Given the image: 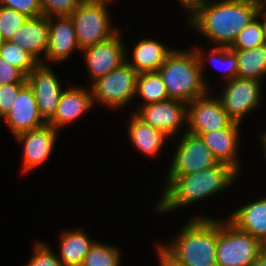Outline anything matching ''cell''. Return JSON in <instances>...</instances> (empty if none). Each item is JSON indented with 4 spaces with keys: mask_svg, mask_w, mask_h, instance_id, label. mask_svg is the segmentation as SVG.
<instances>
[{
    "mask_svg": "<svg viewBox=\"0 0 266 266\" xmlns=\"http://www.w3.org/2000/svg\"><path fill=\"white\" fill-rule=\"evenodd\" d=\"M259 8V0H199L186 11V20L215 46L231 47Z\"/></svg>",
    "mask_w": 266,
    "mask_h": 266,
    "instance_id": "6da1fadb",
    "label": "cell"
},
{
    "mask_svg": "<svg viewBox=\"0 0 266 266\" xmlns=\"http://www.w3.org/2000/svg\"><path fill=\"white\" fill-rule=\"evenodd\" d=\"M240 173L232 166L216 165L189 175H166L161 196L155 203L158 214L171 213L189 204L198 203L226 190L237 181ZM237 178V179H236Z\"/></svg>",
    "mask_w": 266,
    "mask_h": 266,
    "instance_id": "7a4b0ae2",
    "label": "cell"
},
{
    "mask_svg": "<svg viewBox=\"0 0 266 266\" xmlns=\"http://www.w3.org/2000/svg\"><path fill=\"white\" fill-rule=\"evenodd\" d=\"M206 216L193 215L178 235L159 246L183 266H217L219 219Z\"/></svg>",
    "mask_w": 266,
    "mask_h": 266,
    "instance_id": "3957f363",
    "label": "cell"
},
{
    "mask_svg": "<svg viewBox=\"0 0 266 266\" xmlns=\"http://www.w3.org/2000/svg\"><path fill=\"white\" fill-rule=\"evenodd\" d=\"M170 99L189 103L209 93L195 51L174 49L157 71Z\"/></svg>",
    "mask_w": 266,
    "mask_h": 266,
    "instance_id": "277c9868",
    "label": "cell"
},
{
    "mask_svg": "<svg viewBox=\"0 0 266 266\" xmlns=\"http://www.w3.org/2000/svg\"><path fill=\"white\" fill-rule=\"evenodd\" d=\"M111 2L114 0H84L70 15L81 50L108 40L120 30L111 23Z\"/></svg>",
    "mask_w": 266,
    "mask_h": 266,
    "instance_id": "5b68a950",
    "label": "cell"
},
{
    "mask_svg": "<svg viewBox=\"0 0 266 266\" xmlns=\"http://www.w3.org/2000/svg\"><path fill=\"white\" fill-rule=\"evenodd\" d=\"M265 248L260 240L237 229L226 218L219 220L217 266H252Z\"/></svg>",
    "mask_w": 266,
    "mask_h": 266,
    "instance_id": "8992f818",
    "label": "cell"
},
{
    "mask_svg": "<svg viewBox=\"0 0 266 266\" xmlns=\"http://www.w3.org/2000/svg\"><path fill=\"white\" fill-rule=\"evenodd\" d=\"M138 72L127 62L90 85L94 104L110 109L125 108L135 99Z\"/></svg>",
    "mask_w": 266,
    "mask_h": 266,
    "instance_id": "52a82bcc",
    "label": "cell"
},
{
    "mask_svg": "<svg viewBox=\"0 0 266 266\" xmlns=\"http://www.w3.org/2000/svg\"><path fill=\"white\" fill-rule=\"evenodd\" d=\"M263 81L236 77L223 83V91L216 98L234 121L241 124L244 116L260 107Z\"/></svg>",
    "mask_w": 266,
    "mask_h": 266,
    "instance_id": "ba28073f",
    "label": "cell"
},
{
    "mask_svg": "<svg viewBox=\"0 0 266 266\" xmlns=\"http://www.w3.org/2000/svg\"><path fill=\"white\" fill-rule=\"evenodd\" d=\"M165 175H189L218 163L200 136L184 131Z\"/></svg>",
    "mask_w": 266,
    "mask_h": 266,
    "instance_id": "9c48e42d",
    "label": "cell"
},
{
    "mask_svg": "<svg viewBox=\"0 0 266 266\" xmlns=\"http://www.w3.org/2000/svg\"><path fill=\"white\" fill-rule=\"evenodd\" d=\"M133 113L149 126L173 139L187 126V103L176 99L139 106Z\"/></svg>",
    "mask_w": 266,
    "mask_h": 266,
    "instance_id": "30bf717a",
    "label": "cell"
},
{
    "mask_svg": "<svg viewBox=\"0 0 266 266\" xmlns=\"http://www.w3.org/2000/svg\"><path fill=\"white\" fill-rule=\"evenodd\" d=\"M210 95L209 92L187 103L186 132L200 136L202 133L229 127L234 122L222 108L220 101Z\"/></svg>",
    "mask_w": 266,
    "mask_h": 266,
    "instance_id": "8fae6325",
    "label": "cell"
},
{
    "mask_svg": "<svg viewBox=\"0 0 266 266\" xmlns=\"http://www.w3.org/2000/svg\"><path fill=\"white\" fill-rule=\"evenodd\" d=\"M120 30L108 40L81 50L92 83L126 62L127 48Z\"/></svg>",
    "mask_w": 266,
    "mask_h": 266,
    "instance_id": "7c38bea8",
    "label": "cell"
},
{
    "mask_svg": "<svg viewBox=\"0 0 266 266\" xmlns=\"http://www.w3.org/2000/svg\"><path fill=\"white\" fill-rule=\"evenodd\" d=\"M60 131L48 123L30 131L22 132L14 137L22 145V173H30L45 162L53 154Z\"/></svg>",
    "mask_w": 266,
    "mask_h": 266,
    "instance_id": "4fadbf2b",
    "label": "cell"
},
{
    "mask_svg": "<svg viewBox=\"0 0 266 266\" xmlns=\"http://www.w3.org/2000/svg\"><path fill=\"white\" fill-rule=\"evenodd\" d=\"M52 65L39 63L28 75L27 83L32 87L39 111L48 123L55 115L63 87Z\"/></svg>",
    "mask_w": 266,
    "mask_h": 266,
    "instance_id": "5bb4252c",
    "label": "cell"
},
{
    "mask_svg": "<svg viewBox=\"0 0 266 266\" xmlns=\"http://www.w3.org/2000/svg\"><path fill=\"white\" fill-rule=\"evenodd\" d=\"M57 19V20H56ZM49 43L45 58L41 64L64 62L77 50H80L70 16L48 17ZM74 51V52H73Z\"/></svg>",
    "mask_w": 266,
    "mask_h": 266,
    "instance_id": "9a60e30c",
    "label": "cell"
},
{
    "mask_svg": "<svg viewBox=\"0 0 266 266\" xmlns=\"http://www.w3.org/2000/svg\"><path fill=\"white\" fill-rule=\"evenodd\" d=\"M3 120L13 137L47 124L39 111L33 89L27 82L20 88L14 106Z\"/></svg>",
    "mask_w": 266,
    "mask_h": 266,
    "instance_id": "2e32d148",
    "label": "cell"
},
{
    "mask_svg": "<svg viewBox=\"0 0 266 266\" xmlns=\"http://www.w3.org/2000/svg\"><path fill=\"white\" fill-rule=\"evenodd\" d=\"M239 126V123L233 122L229 127L202 133L200 138L218 162L230 165L242 174L243 164L238 157L241 128Z\"/></svg>",
    "mask_w": 266,
    "mask_h": 266,
    "instance_id": "e0dca14e",
    "label": "cell"
},
{
    "mask_svg": "<svg viewBox=\"0 0 266 266\" xmlns=\"http://www.w3.org/2000/svg\"><path fill=\"white\" fill-rule=\"evenodd\" d=\"M93 106L91 88L70 86L63 90L56 113L48 124L60 131L63 127L85 116Z\"/></svg>",
    "mask_w": 266,
    "mask_h": 266,
    "instance_id": "ac0fdd59",
    "label": "cell"
},
{
    "mask_svg": "<svg viewBox=\"0 0 266 266\" xmlns=\"http://www.w3.org/2000/svg\"><path fill=\"white\" fill-rule=\"evenodd\" d=\"M9 41L20 45L41 62L45 58L49 43L48 17L28 18Z\"/></svg>",
    "mask_w": 266,
    "mask_h": 266,
    "instance_id": "d6986e66",
    "label": "cell"
},
{
    "mask_svg": "<svg viewBox=\"0 0 266 266\" xmlns=\"http://www.w3.org/2000/svg\"><path fill=\"white\" fill-rule=\"evenodd\" d=\"M174 49L156 39L144 37L134 45L132 54L126 52V62L138 73L157 72Z\"/></svg>",
    "mask_w": 266,
    "mask_h": 266,
    "instance_id": "ffe728a7",
    "label": "cell"
},
{
    "mask_svg": "<svg viewBox=\"0 0 266 266\" xmlns=\"http://www.w3.org/2000/svg\"><path fill=\"white\" fill-rule=\"evenodd\" d=\"M225 218L237 229L249 233L266 246V197L243 204Z\"/></svg>",
    "mask_w": 266,
    "mask_h": 266,
    "instance_id": "44dd1931",
    "label": "cell"
},
{
    "mask_svg": "<svg viewBox=\"0 0 266 266\" xmlns=\"http://www.w3.org/2000/svg\"><path fill=\"white\" fill-rule=\"evenodd\" d=\"M130 114L127 131L131 145L147 157H158V154L164 148L165 141L170 140V137L159 129H155L143 122L133 112Z\"/></svg>",
    "mask_w": 266,
    "mask_h": 266,
    "instance_id": "7402d4cb",
    "label": "cell"
},
{
    "mask_svg": "<svg viewBox=\"0 0 266 266\" xmlns=\"http://www.w3.org/2000/svg\"><path fill=\"white\" fill-rule=\"evenodd\" d=\"M203 49L204 48L198 46L193 47L199 61L202 77L209 90L212 91V89L209 88L208 80L205 78V62L209 61L212 66L215 64V68H217V70L219 69L221 72L220 78H223L225 83L237 77V56L230 47L213 46V48H210L209 52L207 49L205 51ZM217 64H219V66Z\"/></svg>",
    "mask_w": 266,
    "mask_h": 266,
    "instance_id": "603a6c76",
    "label": "cell"
},
{
    "mask_svg": "<svg viewBox=\"0 0 266 266\" xmlns=\"http://www.w3.org/2000/svg\"><path fill=\"white\" fill-rule=\"evenodd\" d=\"M60 234L58 258L63 266H81L86 254L96 240L82 229L64 230Z\"/></svg>",
    "mask_w": 266,
    "mask_h": 266,
    "instance_id": "cb8c5ba5",
    "label": "cell"
},
{
    "mask_svg": "<svg viewBox=\"0 0 266 266\" xmlns=\"http://www.w3.org/2000/svg\"><path fill=\"white\" fill-rule=\"evenodd\" d=\"M232 51L237 56V77L264 81L266 76V43L255 48Z\"/></svg>",
    "mask_w": 266,
    "mask_h": 266,
    "instance_id": "d4e9b609",
    "label": "cell"
},
{
    "mask_svg": "<svg viewBox=\"0 0 266 266\" xmlns=\"http://www.w3.org/2000/svg\"><path fill=\"white\" fill-rule=\"evenodd\" d=\"M135 97L143 100L140 106L170 99L165 84L158 72H143L138 74Z\"/></svg>",
    "mask_w": 266,
    "mask_h": 266,
    "instance_id": "484cf974",
    "label": "cell"
},
{
    "mask_svg": "<svg viewBox=\"0 0 266 266\" xmlns=\"http://www.w3.org/2000/svg\"><path fill=\"white\" fill-rule=\"evenodd\" d=\"M119 248L96 240L86 254L81 266H121Z\"/></svg>",
    "mask_w": 266,
    "mask_h": 266,
    "instance_id": "4316f807",
    "label": "cell"
},
{
    "mask_svg": "<svg viewBox=\"0 0 266 266\" xmlns=\"http://www.w3.org/2000/svg\"><path fill=\"white\" fill-rule=\"evenodd\" d=\"M0 57L20 69L26 76L40 63L32 54L11 41H3Z\"/></svg>",
    "mask_w": 266,
    "mask_h": 266,
    "instance_id": "83f0119b",
    "label": "cell"
},
{
    "mask_svg": "<svg viewBox=\"0 0 266 266\" xmlns=\"http://www.w3.org/2000/svg\"><path fill=\"white\" fill-rule=\"evenodd\" d=\"M265 44L261 20L258 16L238 34L231 50H245Z\"/></svg>",
    "mask_w": 266,
    "mask_h": 266,
    "instance_id": "f1b7e54d",
    "label": "cell"
},
{
    "mask_svg": "<svg viewBox=\"0 0 266 266\" xmlns=\"http://www.w3.org/2000/svg\"><path fill=\"white\" fill-rule=\"evenodd\" d=\"M29 17L0 5V32L3 41H9L13 34L27 21Z\"/></svg>",
    "mask_w": 266,
    "mask_h": 266,
    "instance_id": "f546056e",
    "label": "cell"
},
{
    "mask_svg": "<svg viewBox=\"0 0 266 266\" xmlns=\"http://www.w3.org/2000/svg\"><path fill=\"white\" fill-rule=\"evenodd\" d=\"M34 249L26 266H63L58 255L44 241H35Z\"/></svg>",
    "mask_w": 266,
    "mask_h": 266,
    "instance_id": "4dcf8cb0",
    "label": "cell"
},
{
    "mask_svg": "<svg viewBox=\"0 0 266 266\" xmlns=\"http://www.w3.org/2000/svg\"><path fill=\"white\" fill-rule=\"evenodd\" d=\"M84 0H40L43 16H70Z\"/></svg>",
    "mask_w": 266,
    "mask_h": 266,
    "instance_id": "1f68e13d",
    "label": "cell"
},
{
    "mask_svg": "<svg viewBox=\"0 0 266 266\" xmlns=\"http://www.w3.org/2000/svg\"><path fill=\"white\" fill-rule=\"evenodd\" d=\"M0 5L14 9L29 18L43 16L40 0H0Z\"/></svg>",
    "mask_w": 266,
    "mask_h": 266,
    "instance_id": "d6a6232c",
    "label": "cell"
},
{
    "mask_svg": "<svg viewBox=\"0 0 266 266\" xmlns=\"http://www.w3.org/2000/svg\"><path fill=\"white\" fill-rule=\"evenodd\" d=\"M25 83H10L0 85V117L5 115L12 109L14 102L19 94L20 88Z\"/></svg>",
    "mask_w": 266,
    "mask_h": 266,
    "instance_id": "836d02e7",
    "label": "cell"
},
{
    "mask_svg": "<svg viewBox=\"0 0 266 266\" xmlns=\"http://www.w3.org/2000/svg\"><path fill=\"white\" fill-rule=\"evenodd\" d=\"M26 82L27 76L20 69L0 57V85Z\"/></svg>",
    "mask_w": 266,
    "mask_h": 266,
    "instance_id": "e575fe53",
    "label": "cell"
},
{
    "mask_svg": "<svg viewBox=\"0 0 266 266\" xmlns=\"http://www.w3.org/2000/svg\"><path fill=\"white\" fill-rule=\"evenodd\" d=\"M156 253L158 257L159 266H183L172 259L160 246L156 245Z\"/></svg>",
    "mask_w": 266,
    "mask_h": 266,
    "instance_id": "d590c367",
    "label": "cell"
},
{
    "mask_svg": "<svg viewBox=\"0 0 266 266\" xmlns=\"http://www.w3.org/2000/svg\"><path fill=\"white\" fill-rule=\"evenodd\" d=\"M257 16L260 18L261 20V26H262V30H263V36H264V40L266 43V9L262 8L260 6L258 12H257Z\"/></svg>",
    "mask_w": 266,
    "mask_h": 266,
    "instance_id": "8d00e7d4",
    "label": "cell"
},
{
    "mask_svg": "<svg viewBox=\"0 0 266 266\" xmlns=\"http://www.w3.org/2000/svg\"><path fill=\"white\" fill-rule=\"evenodd\" d=\"M252 266H266V248L260 253Z\"/></svg>",
    "mask_w": 266,
    "mask_h": 266,
    "instance_id": "74e56055",
    "label": "cell"
},
{
    "mask_svg": "<svg viewBox=\"0 0 266 266\" xmlns=\"http://www.w3.org/2000/svg\"><path fill=\"white\" fill-rule=\"evenodd\" d=\"M177 3L184 8V12H186L194 3L198 2L199 0H176Z\"/></svg>",
    "mask_w": 266,
    "mask_h": 266,
    "instance_id": "f35d334b",
    "label": "cell"
},
{
    "mask_svg": "<svg viewBox=\"0 0 266 266\" xmlns=\"http://www.w3.org/2000/svg\"><path fill=\"white\" fill-rule=\"evenodd\" d=\"M261 137H259L261 140V143H262V147H263V155L264 157L266 158V131H263L262 135L260 134Z\"/></svg>",
    "mask_w": 266,
    "mask_h": 266,
    "instance_id": "ab89813d",
    "label": "cell"
},
{
    "mask_svg": "<svg viewBox=\"0 0 266 266\" xmlns=\"http://www.w3.org/2000/svg\"><path fill=\"white\" fill-rule=\"evenodd\" d=\"M260 6H261L262 8H265V9H266V0H261V1H260Z\"/></svg>",
    "mask_w": 266,
    "mask_h": 266,
    "instance_id": "60d3db41",
    "label": "cell"
},
{
    "mask_svg": "<svg viewBox=\"0 0 266 266\" xmlns=\"http://www.w3.org/2000/svg\"><path fill=\"white\" fill-rule=\"evenodd\" d=\"M2 44H3V37H2L1 32H0V48H1Z\"/></svg>",
    "mask_w": 266,
    "mask_h": 266,
    "instance_id": "b9f144b4",
    "label": "cell"
}]
</instances>
